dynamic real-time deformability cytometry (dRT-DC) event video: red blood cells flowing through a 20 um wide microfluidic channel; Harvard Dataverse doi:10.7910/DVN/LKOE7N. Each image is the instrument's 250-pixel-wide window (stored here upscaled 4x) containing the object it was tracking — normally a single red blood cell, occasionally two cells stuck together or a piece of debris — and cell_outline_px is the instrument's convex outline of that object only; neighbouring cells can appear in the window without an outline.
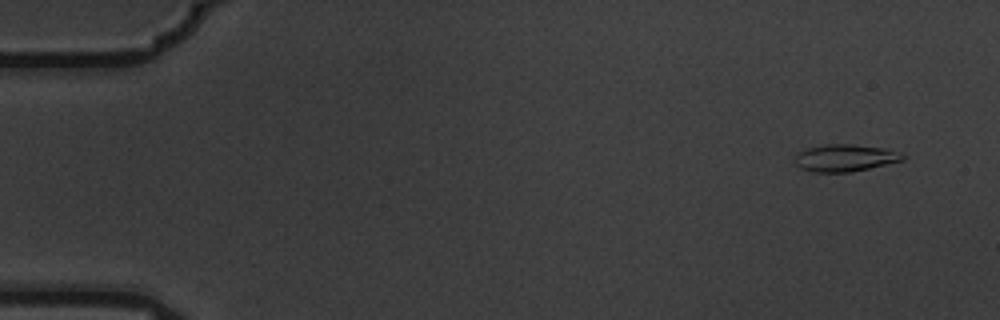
{"species": "common noctule bat (a hibernating species)", "species_latin": "Nyctalus noctula", "temperature_condition": "warm", "stored_images_in_passage": 6, "camera_frame_rate_fps": 3000, "um_per_image_px": 0.085, "animal": {"sex": "male", "body_mass_g": 19.5, "forearm_length_mm": 54.6}, "frame": {"image": 1, "passage_image": 2, "time_ms": 0.333, "image_size_px": [1000, 320], "cell_outline_px": [[908, 156], [904, 160], [852, 172], [812, 172], [800, 168], [796, 164], [796, 156], [800, 152], [808, 148], [824, 144], [852, 144], [884, 148], [900, 152]], "centroid_in_image_um": [71.87, 13.42], "position_along_channel_um": 13.1, "area_um2": 17.05}}